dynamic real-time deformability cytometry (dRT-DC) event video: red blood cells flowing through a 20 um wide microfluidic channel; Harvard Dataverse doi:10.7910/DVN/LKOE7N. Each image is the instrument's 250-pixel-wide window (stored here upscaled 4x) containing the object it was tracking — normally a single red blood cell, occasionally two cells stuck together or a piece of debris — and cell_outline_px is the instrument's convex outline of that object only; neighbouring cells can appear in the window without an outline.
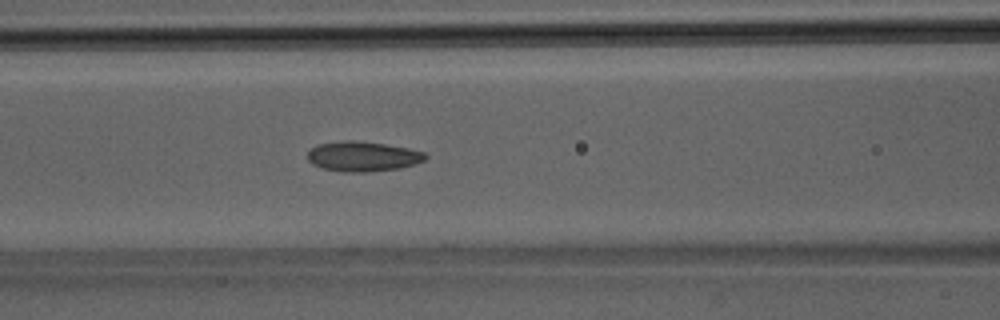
{"species": "Egyptian fruit bat (a non-hibernating species)", "species_latin": "Rousettus aegyptiacus", "temperature_condition": "room temperature", "stored_images_in_passage": 13, "camera_frame_rate_fps": 3000, "um_per_image_px": 0.085, "animal": {"sex": "male"}, "frame": {"image": 1, "passage_image": 10, "time_ms": 3.0, "image_size_px": [1000, 320], "cell_outline_px": [[428, 156], [424, 160], [416, 164], [400, 168], [368, 172], [344, 172], [324, 168], [312, 164], [308, 160], [308, 152], [316, 144], [344, 140], [352, 140], [384, 144], [408, 148], [424, 152]], "centroid_in_image_um": [30.84, 13.29], "position_along_channel_um": 135.8, "area_um2": 20.58}}